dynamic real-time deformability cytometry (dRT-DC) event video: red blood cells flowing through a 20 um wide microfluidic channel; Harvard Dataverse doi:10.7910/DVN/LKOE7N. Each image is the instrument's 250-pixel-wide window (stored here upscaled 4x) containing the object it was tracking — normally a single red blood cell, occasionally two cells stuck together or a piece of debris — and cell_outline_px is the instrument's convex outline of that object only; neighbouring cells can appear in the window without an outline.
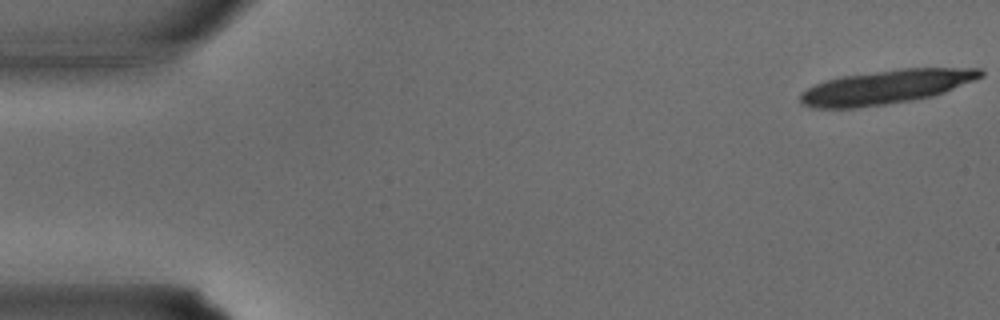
{"species": "common noctule bat (a hibernating species)", "species_latin": "Nyctalus noctula", "temperature_condition": "warm", "stored_images_in_passage": 12, "camera_frame_rate_fps": 3000, "um_per_image_px": 0.085, "animal": {"sex": "male", "body_mass_g": 15.6}, "frame": {"image": 1, "passage_image": 1, "time_ms": 0.0, "image_size_px": [1000, 320], "cell_outline_px": [[984, 76], [944, 92], [932, 96], [912, 100], [856, 108], [812, 108], [800, 104], [800, 92], [816, 84], [840, 76], [900, 68], [980, 68], [984, 72]], "centroid_in_image_um": [75.29, 7.39], "position_along_channel_um": 9.7, "area_um2": 35.6}}